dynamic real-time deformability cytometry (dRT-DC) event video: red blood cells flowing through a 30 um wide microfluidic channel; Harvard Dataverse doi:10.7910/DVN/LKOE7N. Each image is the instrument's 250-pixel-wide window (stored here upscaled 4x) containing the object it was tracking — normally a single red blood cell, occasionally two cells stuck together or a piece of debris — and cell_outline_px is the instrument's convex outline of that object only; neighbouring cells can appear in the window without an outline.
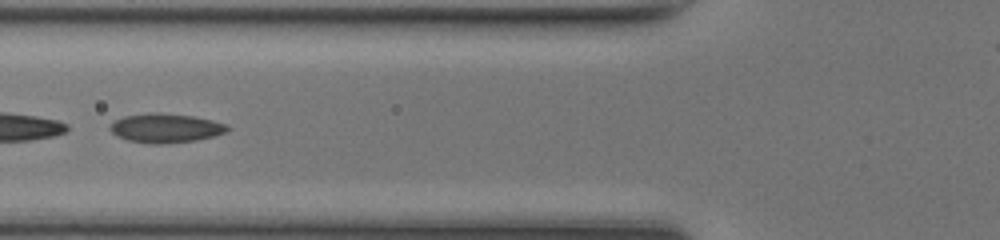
{"species": "common noctule bat (a hibernating species)", "species_latin": "Nyctalus noctula", "temperature_condition": "room temperature", "stored_images_in_passage": 12, "camera_frame_rate_fps": 3000, "um_per_image_px": 0.085, "animal": {"sex": "female", "body_mass_g": 17.0, "forearm_length_mm": 48.0}, "frame": {"image": 1, "passage_image": 6, "time_ms": 1.667, "image_size_px": [1000, 240], "cell_outline_px": [[232, 128], [228, 132], [196, 140], [160, 144], [148, 144], [128, 140], [116, 136], [108, 128], [108, 124], [124, 116], [148, 112], [160, 112], [192, 116], [212, 120], [228, 124]], "centroid_in_image_um": [14.07, 10.88], "position_along_channel_um": 111.7, "area_um2": 20.23}}
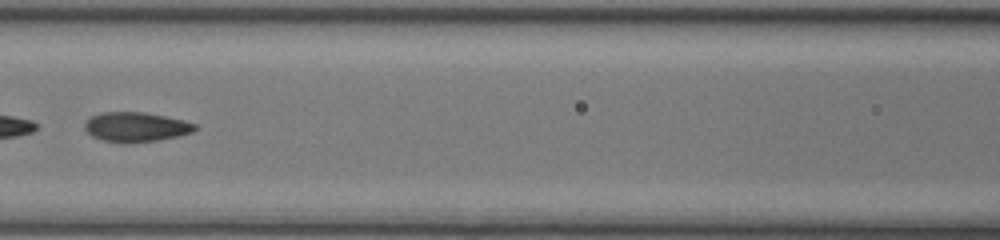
{"frame": {"image": 2, "passage_image": 9, "time_ms": 2.667, "image_size_px": [1000, 240], "cell_outline_px": [[196, 128], [192, 132], [176, 136], [156, 140], [128, 144], [104, 140], [92, 136], [84, 128], [84, 120], [88, 116], [100, 112], [144, 112], [184, 120], [196, 124]], "centroid_in_image_um": [11.49, 10.78], "position_along_channel_um": 155.1, "area_um2": 19.13}}